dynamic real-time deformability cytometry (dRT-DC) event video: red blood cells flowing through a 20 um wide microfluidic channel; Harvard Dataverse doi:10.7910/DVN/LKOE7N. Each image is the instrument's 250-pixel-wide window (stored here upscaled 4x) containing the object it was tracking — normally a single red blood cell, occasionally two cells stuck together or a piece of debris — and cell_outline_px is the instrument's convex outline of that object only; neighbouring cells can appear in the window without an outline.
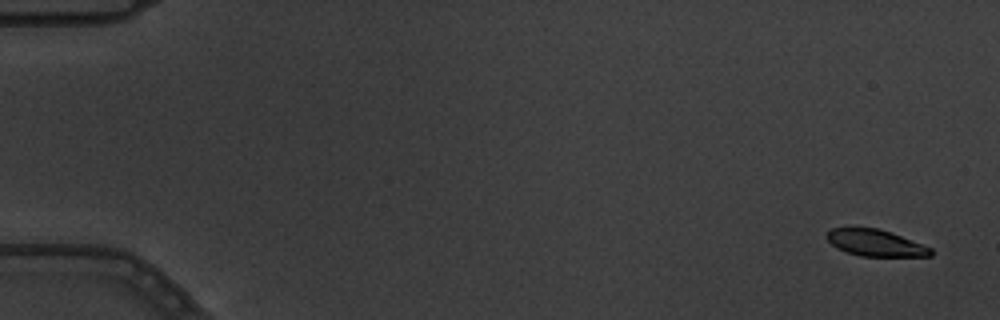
{"species": "common noctule bat (a hibernating species)", "species_latin": "Nyctalus noctula", "temperature_condition": "warm", "stored_images_in_passage": 15, "camera_frame_rate_fps": 3000, "um_per_image_px": 0.085, "animal": {"sex": "male", "body_mass_g": 19.5, "forearm_length_mm": 54.6}, "frame": {"image": 1, "passage_image": 1, "time_ms": 0.0, "image_size_px": [1000, 320], "cell_outline_px": [[932, 256], [860, 256], [848, 252], [832, 244], [824, 236], [832, 228], [880, 228], [892, 232], [932, 248]], "centroid_in_image_um": [74.44, 20.64], "position_along_channel_um": 10.6, "area_um2": 15.95}}
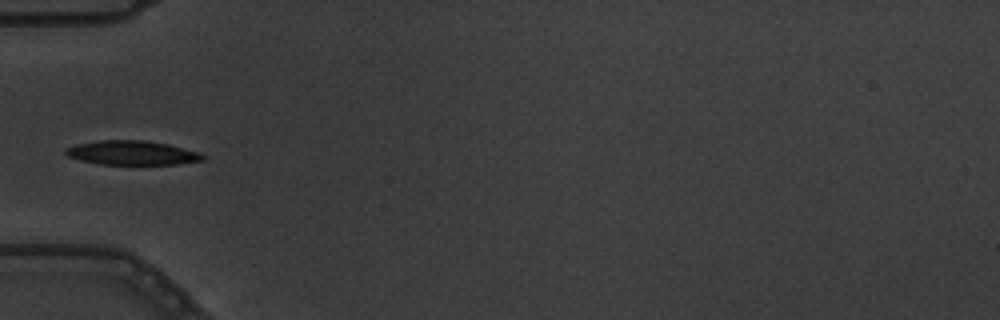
{"frame": {"image": 2, "passage_image": 5, "time_ms": 1.333, "image_size_px": [1000, 320], "cell_outline_px": [[204, 160], [176, 164], [100, 164], [80, 160], [68, 156], [64, 152], [64, 148], [76, 144], [100, 140], [144, 140], [168, 144], [200, 152], [204, 156]], "centroid_in_image_um": [11.2, 12.98], "position_along_channel_um": 73.8, "area_um2": 19.31}}